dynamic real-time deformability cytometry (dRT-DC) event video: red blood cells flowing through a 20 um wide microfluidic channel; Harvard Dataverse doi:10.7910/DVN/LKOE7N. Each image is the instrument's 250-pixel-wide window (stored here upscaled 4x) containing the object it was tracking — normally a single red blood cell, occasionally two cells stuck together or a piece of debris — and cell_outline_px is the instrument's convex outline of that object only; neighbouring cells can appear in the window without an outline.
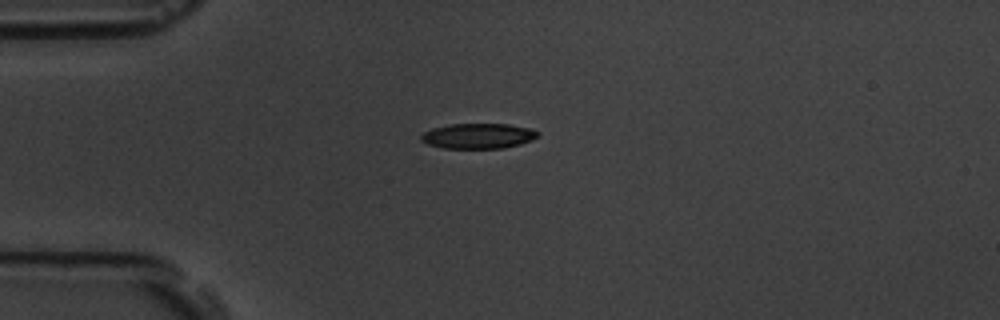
{"species": "common noctule bat (a hibernating species)", "species_latin": "Nyctalus noctula", "temperature_condition": "room temperature", "stored_images_in_passage": 8, "camera_frame_rate_fps": 3000, "um_per_image_px": 0.085, "animal": {"sex": "male", "body_mass_g": 19.5, "forearm_length_mm": 54.6}, "frame": {"image": 1, "passage_image": 1, "time_ms": 0.0, "image_size_px": [1000, 320], "cell_outline_px": [[540, 136], [532, 140], [520, 144], [504, 148], [444, 148], [428, 144], [420, 140], [420, 136], [424, 132], [432, 128], [448, 124], [508, 124], [532, 128], [540, 132]], "centroid_in_image_um": [40.68, 11.55], "position_along_channel_um": 44.3, "area_um2": 17.34}}
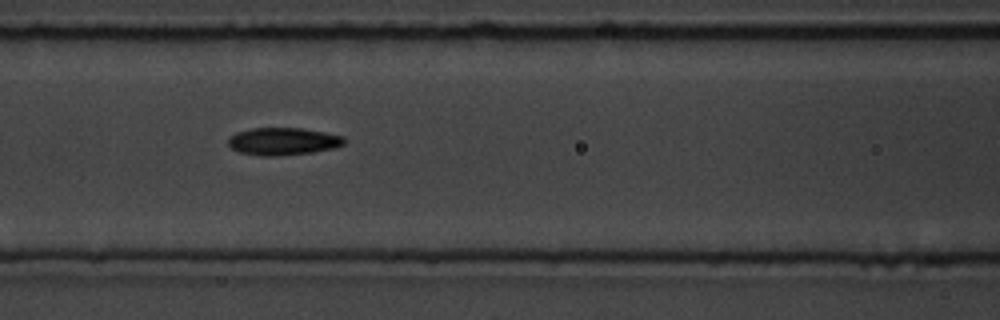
{"frame": {"image": 2, "passage_image": 4, "time_ms": 3.333, "image_size_px": [1000, 320], "cell_outline_px": [[344, 144], [336, 148], [312, 152], [276, 156], [260, 156], [240, 152], [232, 148], [228, 144], [228, 140], [236, 132], [252, 128], [300, 128], [324, 132], [344, 136]], "centroid_in_image_um": [24.07, 12.02], "position_along_channel_um": 142.5, "area_um2": 18.5}}
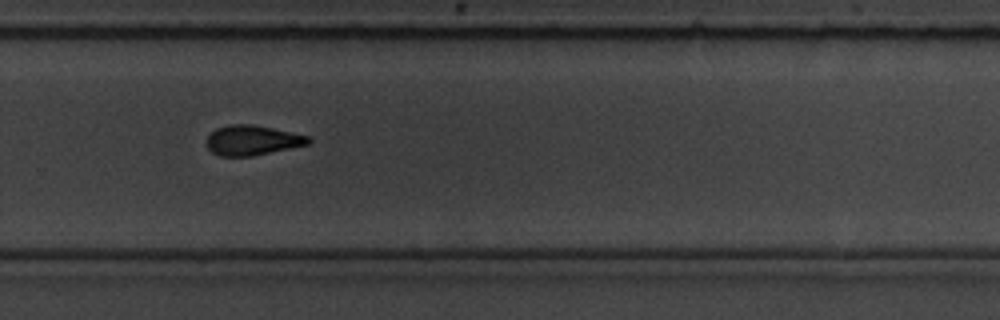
{"frame": {"image": 3, "passage_image": 8, "time_ms": 8.0, "image_size_px": [1000, 320], "cell_outline_px": [[312, 140], [308, 144], [252, 156], [220, 156], [212, 152], [208, 148], [208, 136], [216, 128], [228, 124], [252, 124], [272, 128], [308, 136]], "centroid_in_image_um": [21.43, 11.92], "position_along_channel_um": 308.4, "area_um2": 17.51}}